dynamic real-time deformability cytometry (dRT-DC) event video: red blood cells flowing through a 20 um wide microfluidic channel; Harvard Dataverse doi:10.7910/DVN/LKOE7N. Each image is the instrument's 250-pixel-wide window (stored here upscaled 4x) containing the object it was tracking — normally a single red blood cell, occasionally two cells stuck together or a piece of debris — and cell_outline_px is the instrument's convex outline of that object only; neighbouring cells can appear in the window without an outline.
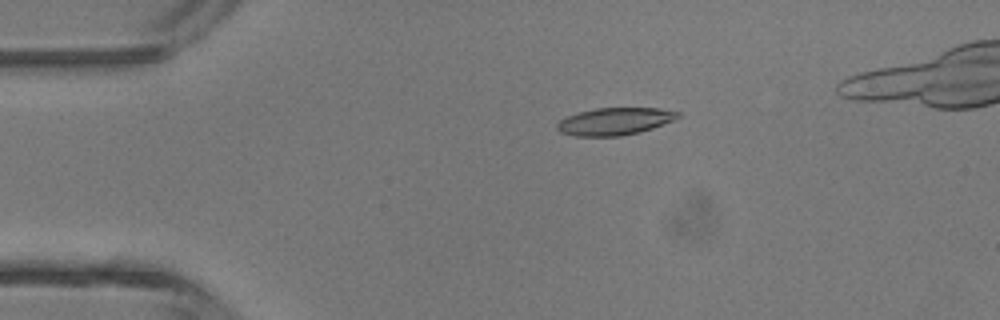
{"species": "common noctule bat (a hibernating species)", "species_latin": "Nyctalus noctula", "temperature_condition": "room temperature", "stored_images_in_passage": 41, "camera_frame_rate_fps": 3000, "um_per_image_px": 0.085, "animal": {"sex": "male", "body_mass_g": 13.3}, "frame": {"image": 1, "passage_image": 7, "time_ms": 2.0, "image_size_px": [1000, 320], "cell_outline_px": [[680, 116], [676, 120], [640, 132], [620, 136], [576, 136], [560, 132], [556, 128], [556, 124], [560, 120], [568, 116], [580, 112], [596, 108], [660, 108], [680, 112]], "centroid_in_image_um": [52.28, 10.31], "position_along_channel_um": 32.7, "area_um2": 19.25}}
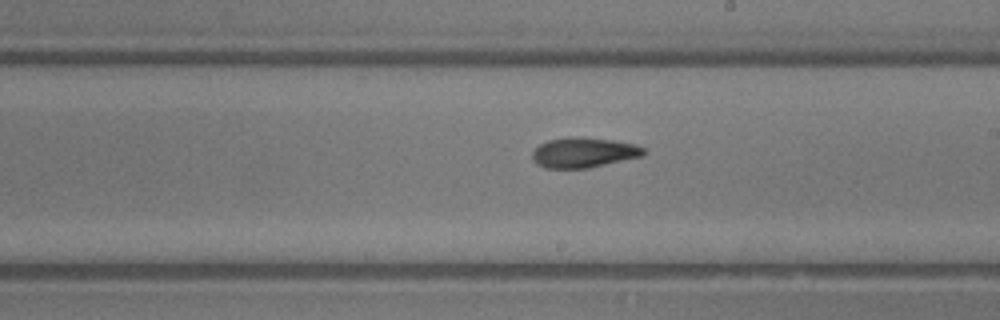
{"frame": {"image": 2, "passage_image": 24, "time_ms": 7.667, "image_size_px": [1000, 320], "cell_outline_px": [[648, 152], [644, 156], [588, 168], [544, 168], [536, 164], [532, 160], [532, 152], [540, 144], [548, 140], [568, 136], [612, 140], [636, 144], [644, 148]], "centroid_in_image_um": [49.62, 12.97], "position_along_channel_um": 239.4, "area_um2": 19.71}}
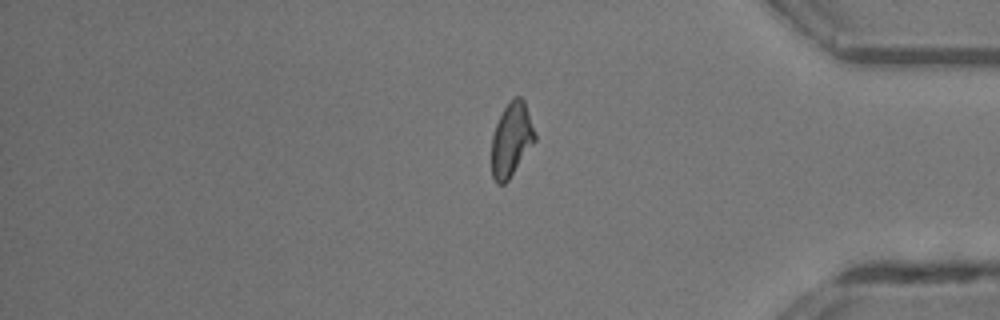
{"frame": {"image": 3, "passage_image": 36, "time_ms": 11.667, "image_size_px": [1000, 320], "cell_outline_px": [[536, 140], [508, 180], [504, 184], [496, 184], [492, 176], [492, 136], [496, 124], [504, 108], [516, 96], [520, 96], [524, 100], [536, 136]], "centroid_in_image_um": [43.46, 11.89], "position_along_channel_um": 391.7, "area_um2": 18.32}}